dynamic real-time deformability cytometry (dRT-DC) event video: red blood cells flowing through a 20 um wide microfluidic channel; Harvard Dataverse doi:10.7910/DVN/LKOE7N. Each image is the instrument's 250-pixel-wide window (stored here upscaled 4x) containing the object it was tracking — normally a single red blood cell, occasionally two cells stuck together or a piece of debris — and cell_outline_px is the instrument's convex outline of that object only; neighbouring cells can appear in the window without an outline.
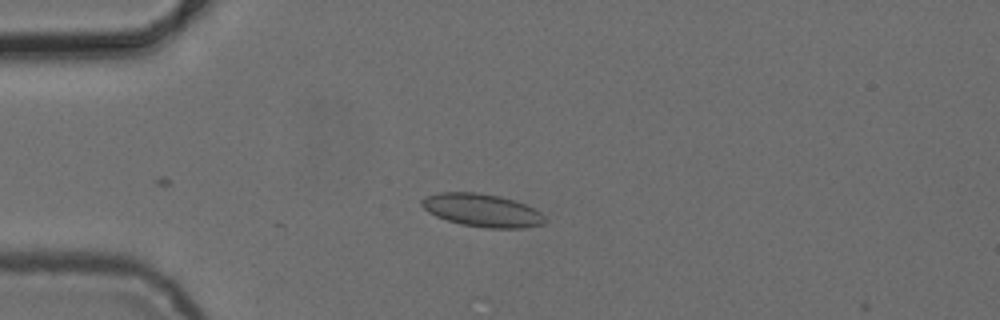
{"species": "common noctule bat (a hibernating species)", "species_latin": "Nyctalus noctula", "temperature_condition": "cold", "stored_images_in_passage": 5, "camera_frame_rate_fps": 3000, "um_per_image_px": 0.085, "animal": {"sex": "female", "body_mass_g": 24.6, "forearm_length_mm": 56.2}, "frame": {"image": 1, "passage_image": 4, "time_ms": 5.0, "image_size_px": [1000, 320], "cell_outline_px": [[548, 220], [544, 224], [524, 228], [484, 228], [460, 224], [436, 216], [428, 212], [420, 204], [420, 200], [428, 196], [440, 192], [476, 192], [500, 196], [524, 204], [540, 212]], "centroid_in_image_um": [40.98, 17.88], "position_along_channel_um": 44.0, "area_um2": 23.64}}